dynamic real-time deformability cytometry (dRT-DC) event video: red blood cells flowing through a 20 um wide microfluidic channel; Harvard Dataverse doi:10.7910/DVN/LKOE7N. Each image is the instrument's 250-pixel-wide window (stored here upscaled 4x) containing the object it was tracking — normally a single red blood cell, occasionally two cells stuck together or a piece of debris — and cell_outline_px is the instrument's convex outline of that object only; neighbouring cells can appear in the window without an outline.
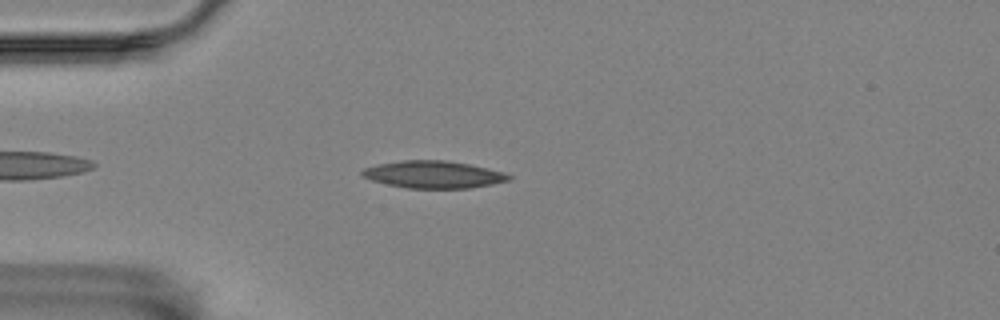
{"species": "Egyptian fruit bat (a non-hibernating species)", "species_latin": "Rousettus aegyptiacus", "temperature_condition": "room temperature", "stored_images_in_passage": 44, "camera_frame_rate_fps": 3000, "um_per_image_px": 0.085, "animal": {"sex": "female"}, "frame": {"image": 1, "passage_image": 6, "time_ms": 1.667, "image_size_px": [1000, 320], "cell_outline_px": [[512, 180], [492, 184], [468, 188], [404, 188], [372, 180], [364, 176], [360, 172], [364, 168], [376, 164], [400, 160], [444, 160], [468, 164], [488, 168], [504, 172], [512, 176]], "centroid_in_image_um": [36.86, 14.83], "position_along_channel_um": 48.1, "area_um2": 23.29}}
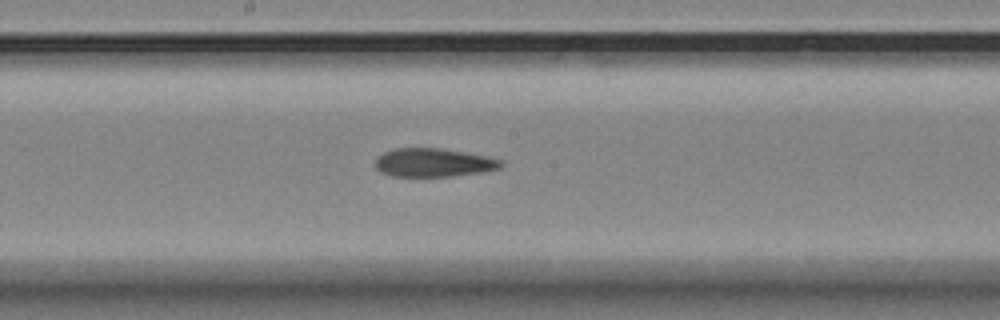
{"frame": {"image": 2, "passage_image": 21, "time_ms": 6.667, "image_size_px": [1000, 320], "cell_outline_px": [[504, 164], [500, 168], [484, 172], [452, 176], [392, 176], [380, 172], [376, 168], [376, 156], [384, 152], [396, 148], [440, 148], [464, 152], [504, 160]], "centroid_in_image_um": [36.85, 13.82], "position_along_channel_um": 211.3, "area_um2": 20.92}}
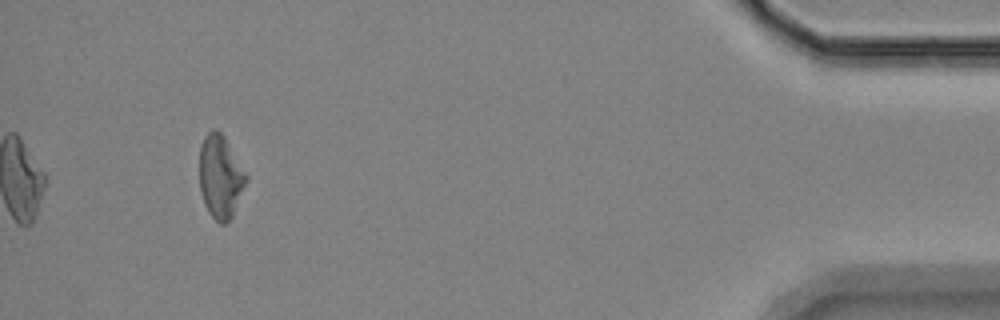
{"frame": {"image": 3, "passage_image": 44, "time_ms": 14.333, "image_size_px": [1000, 320], "cell_outline_px": [[248, 180], [232, 216], [224, 224], [220, 224], [208, 212], [204, 204], [200, 192], [200, 144], [204, 136], [212, 128], [216, 128], [224, 136], [248, 176]], "centroid_in_image_um": [18.73, 15.01], "position_along_channel_um": 416.5, "area_um2": 22.66}, "authors_computed_cell_mechanics": {"area_um2": 22.1663, "velocity_mm_per_s": 3.5247, "shape_relaxation_time_tau1_ms": null, "shape_relaxation_time_tau2_ms": 4.1725, "deformation_change_tau1": null, "deformation_change_tau2": 0.13}}